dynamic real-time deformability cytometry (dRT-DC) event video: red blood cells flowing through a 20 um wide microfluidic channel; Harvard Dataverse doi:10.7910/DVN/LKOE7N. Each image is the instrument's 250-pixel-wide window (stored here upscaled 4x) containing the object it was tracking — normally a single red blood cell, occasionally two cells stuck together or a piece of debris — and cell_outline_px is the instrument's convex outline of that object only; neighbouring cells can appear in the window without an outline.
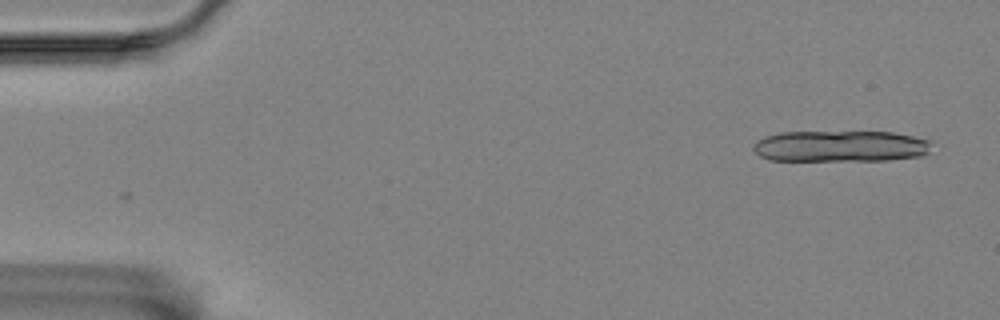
{"species": "Egyptian fruit bat (a non-hibernating species)", "species_latin": "Rousettus aegyptiacus", "temperature_condition": "room temperature", "stored_images_in_passage": 5, "camera_frame_rate_fps": 3000, "um_per_image_px": 0.085, "animal": {"sex": "female"}, "frame": {"image": 1, "passage_image": 5, "time_ms": 5.0, "image_size_px": [1000, 320], "cell_outline_px": [[932, 140], [928, 152], [924, 156], [888, 160], [768, 160], [760, 156], [752, 148], [756, 140], [764, 136], [780, 132], [892, 132]], "centroid_in_image_um": [71.44, 12.42], "position_along_channel_um": 13.6, "area_um2": 32.66}}